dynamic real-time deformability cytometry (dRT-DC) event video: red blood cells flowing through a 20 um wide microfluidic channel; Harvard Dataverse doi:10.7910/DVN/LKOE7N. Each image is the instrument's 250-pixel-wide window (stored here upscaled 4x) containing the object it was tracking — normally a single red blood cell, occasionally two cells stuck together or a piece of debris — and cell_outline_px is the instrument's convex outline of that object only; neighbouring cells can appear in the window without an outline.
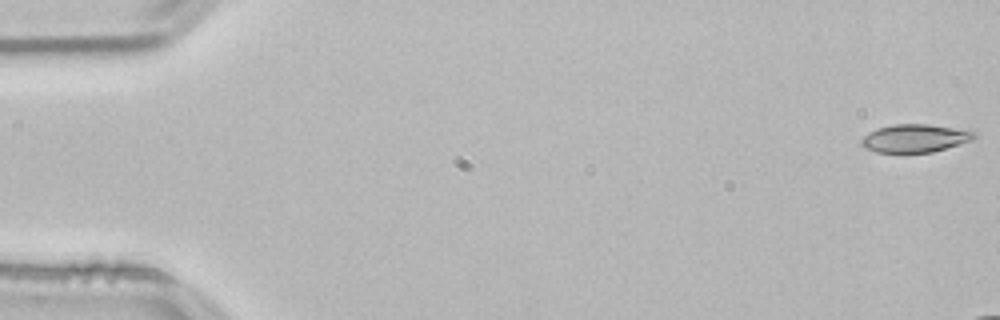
{"species": "common noctule bat (a hibernating species)", "species_latin": "Nyctalus noctula", "temperature_condition": "room temperature", "stored_images_in_passage": 10, "camera_frame_rate_fps": 3000, "um_per_image_px": 0.085, "animal": {"sex": "male", "body_mass_g": 21.5, "forearm_length_mm": 52.0}, "frame": {"image": 1, "passage_image": 1, "time_ms": 0.0, "image_size_px": [1000, 320], "cell_outline_px": [[976, 136], [972, 140], [960, 144], [932, 152], [876, 152], [864, 148], [860, 144], [860, 140], [868, 132], [876, 128], [892, 124], [928, 124], [976, 132]], "centroid_in_image_um": [77.71, 11.75], "position_along_channel_um": 7.3, "area_um2": 18.38}}